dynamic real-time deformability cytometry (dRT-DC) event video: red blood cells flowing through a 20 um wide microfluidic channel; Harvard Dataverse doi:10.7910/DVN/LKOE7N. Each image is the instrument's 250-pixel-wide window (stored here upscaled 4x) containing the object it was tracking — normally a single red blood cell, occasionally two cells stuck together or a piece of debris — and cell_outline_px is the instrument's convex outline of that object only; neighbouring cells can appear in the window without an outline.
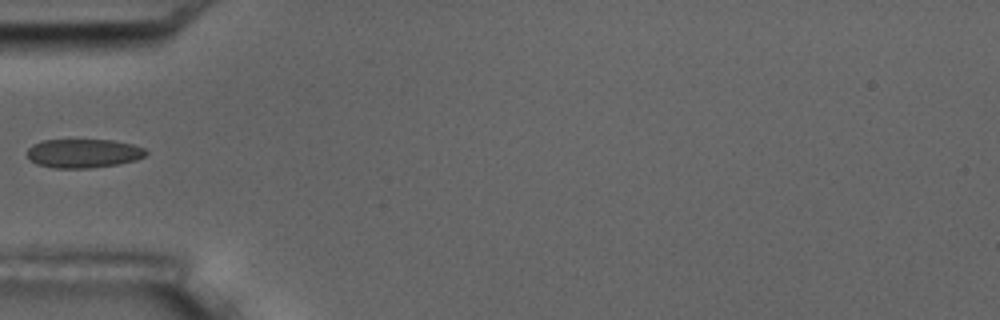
{"species": "common noctule bat (a hibernating species)", "species_latin": "Nyctalus noctula", "temperature_condition": "room temperature", "stored_images_in_passage": 6, "camera_frame_rate_fps": 3000, "um_per_image_px": 0.085, "animal": {"sex": "male", "body_mass_g": 17.5, "forearm_length_mm": 52.3}, "frame": {"image": 1, "passage_image": 6, "time_ms": 5.667, "image_size_px": [1000, 320], "cell_outline_px": [[148, 152], [144, 156], [136, 160], [116, 164], [88, 168], [52, 168], [36, 164], [28, 156], [28, 148], [32, 144], [44, 140], [112, 140], [132, 144], [144, 148]], "centroid_in_image_um": [7.08, 13.03], "position_along_channel_um": 77.9, "area_um2": 19.88}}